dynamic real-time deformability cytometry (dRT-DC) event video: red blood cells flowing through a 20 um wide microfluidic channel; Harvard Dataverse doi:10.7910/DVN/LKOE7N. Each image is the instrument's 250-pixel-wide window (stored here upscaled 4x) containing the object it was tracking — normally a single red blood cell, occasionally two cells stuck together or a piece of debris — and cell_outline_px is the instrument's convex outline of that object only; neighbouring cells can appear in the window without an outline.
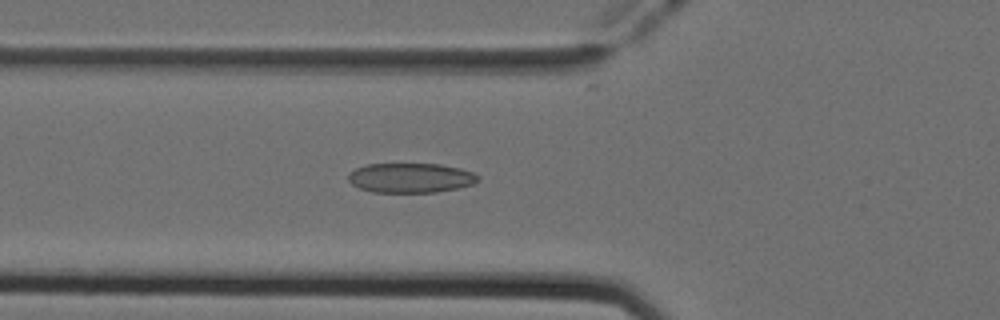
{"species": "Egyptian fruit bat (a non-hibernating species)", "species_latin": "Rousettus aegyptiacus", "temperature_condition": "cold", "stored_images_in_passage": 48, "camera_frame_rate_fps": 3000, "um_per_image_px": 0.085, "animal": {"sex": "female"}, "frame": {"image": 1, "passage_image": 15, "time_ms": 4.667, "image_size_px": [1000, 320], "cell_outline_px": [[480, 180], [472, 184], [456, 188], [436, 192], [372, 192], [360, 188], [352, 184], [348, 180], [348, 172], [364, 164], [440, 164], [460, 168], [472, 172], [480, 176]], "centroid_in_image_um": [34.88, 15.11], "position_along_channel_um": 90.9, "area_um2": 22.48}}
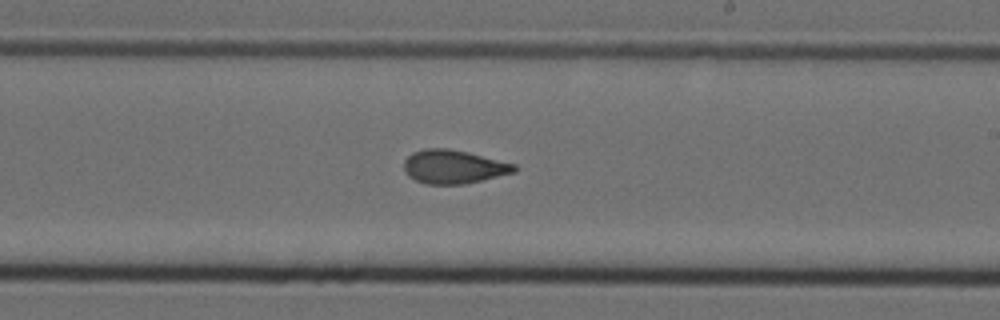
{"frame": {"image": 2, "passage_image": 27, "time_ms": 8.667, "image_size_px": [1000, 320], "cell_outline_px": [[516, 172], [464, 184], [424, 184], [408, 176], [404, 172], [404, 160], [412, 152], [424, 148], [448, 148], [468, 152], [516, 164]], "centroid_in_image_um": [38.53, 14.17], "position_along_channel_um": 250.5, "area_um2": 21.73}}
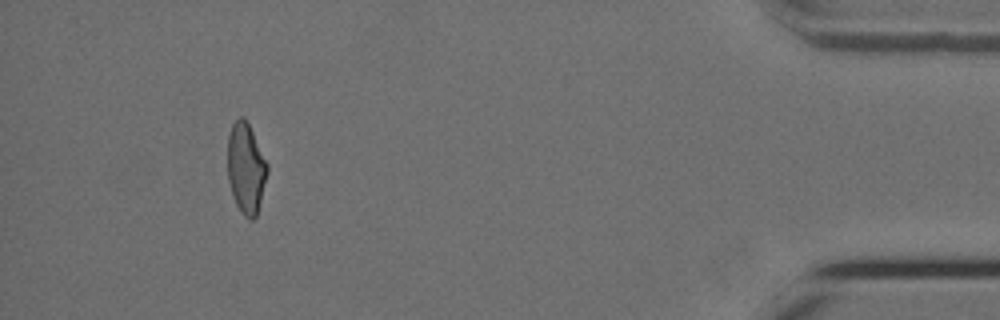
{"frame": {"image": 3, "passage_image": 44, "time_ms": 14.333, "image_size_px": [1000, 320], "cell_outline_px": [[268, 172], [256, 216], [252, 220], [248, 220], [244, 216], [236, 204], [228, 180], [228, 136], [232, 124], [240, 116], [244, 116], [268, 164]], "centroid_in_image_um": [20.9, 14.3], "position_along_channel_um": 414.3, "area_um2": 20.69}, "authors_computed_cell_mechanics": {"area_um2": 21.7617, "velocity_mm_per_s": 3.9677, "shape_relaxation_time_tau1_ms": 8.0222, "shape_relaxation_time_tau2_ms": 1.8615, "deformation_change_tau1": 0.1884, "deformation_change_tau2": 0.0917}}